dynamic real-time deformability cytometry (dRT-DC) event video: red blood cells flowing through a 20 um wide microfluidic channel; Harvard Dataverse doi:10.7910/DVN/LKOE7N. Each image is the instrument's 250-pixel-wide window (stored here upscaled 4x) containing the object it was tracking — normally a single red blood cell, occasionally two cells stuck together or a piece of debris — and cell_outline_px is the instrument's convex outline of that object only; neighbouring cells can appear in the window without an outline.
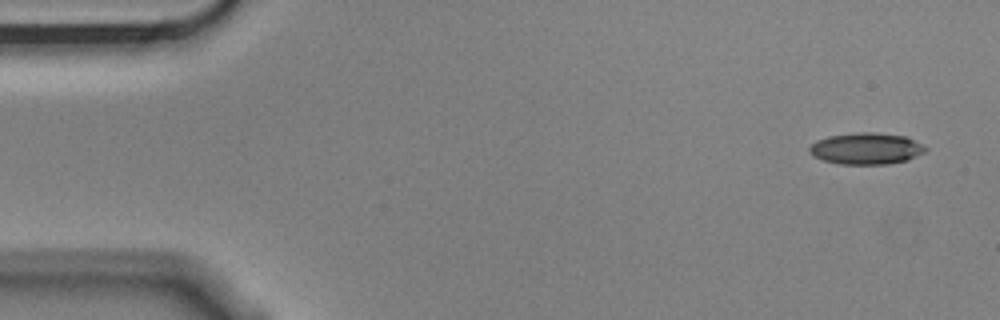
{"species": "Egyptian fruit bat (a non-hibernating species)", "species_latin": "Rousettus aegyptiacus", "temperature_condition": "cold", "stored_images_in_passage": 4, "camera_frame_rate_fps": 3000, "um_per_image_px": 0.085, "animal": {"sex": "male"}, "frame": {"image": 1, "passage_image": 1, "time_ms": 0.0, "image_size_px": [1000, 320], "cell_outline_px": [[928, 148], [924, 152], [908, 160], [888, 164], [840, 164], [824, 160], [812, 156], [808, 152], [808, 148], [816, 140], [828, 136], [856, 132], [876, 132], [908, 136]], "centroid_in_image_um": [73.62, 12.62], "position_along_channel_um": 11.4, "area_um2": 21.56}}
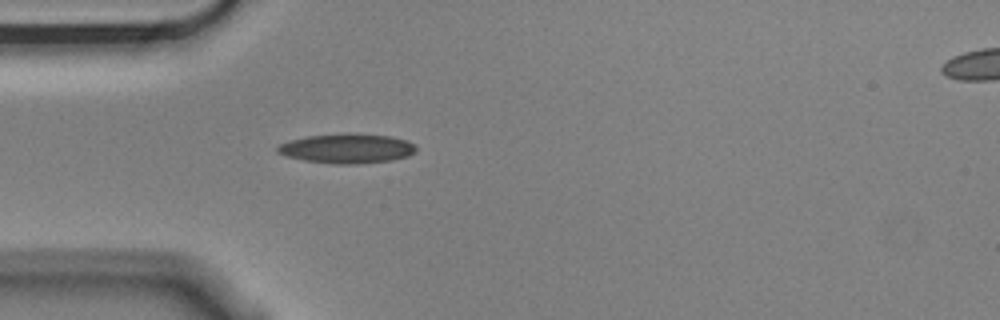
{"frame": {"image": 2, "passage_image": 4, "time_ms": 1.0, "image_size_px": [1000, 320], "cell_outline_px": [[416, 152], [408, 156], [392, 160], [356, 164], [332, 164], [304, 160], [288, 156], [276, 152], [276, 148], [280, 144], [288, 140], [308, 136], [392, 136], [408, 140], [416, 148]], "centroid_in_image_um": [29.49, 12.67], "position_along_channel_um": 55.5, "area_um2": 22.95}}